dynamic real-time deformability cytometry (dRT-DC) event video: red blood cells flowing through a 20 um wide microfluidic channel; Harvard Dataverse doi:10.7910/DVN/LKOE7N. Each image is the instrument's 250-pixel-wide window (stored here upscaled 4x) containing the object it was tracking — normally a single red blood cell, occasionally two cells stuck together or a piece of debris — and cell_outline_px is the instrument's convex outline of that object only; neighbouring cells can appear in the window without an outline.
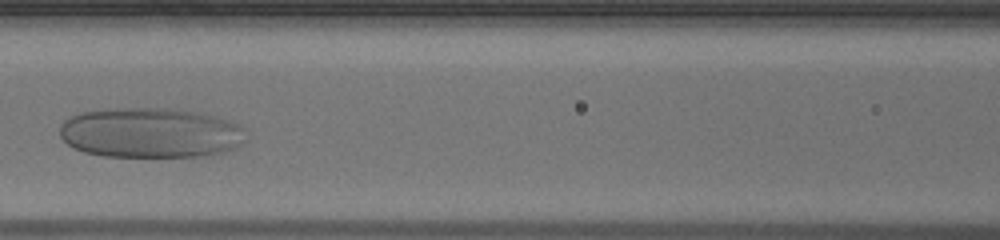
{"species": "human", "species_latin": "Homo sapiens", "temperature_condition": "warm", "stored_images_in_passage": 34, "camera_frame_rate_fps": 3000, "um_per_image_px": 0.085, "donor": {"sex": "male"}, "frame": {"image": 1, "passage_image": 12, "time_ms": 3.667, "image_size_px": [1000, 240], "cell_outline_px": [[244, 140], [236, 148], [224, 152], [200, 156], [104, 156], [84, 152], [68, 144], [60, 136], [60, 124], [64, 120], [80, 112], [112, 108], [172, 108], [196, 112], [228, 120], [240, 124], [244, 128]], "centroid_in_image_um": [12.78, 11.28], "position_along_channel_um": 153.8, "area_um2": 54.39}}
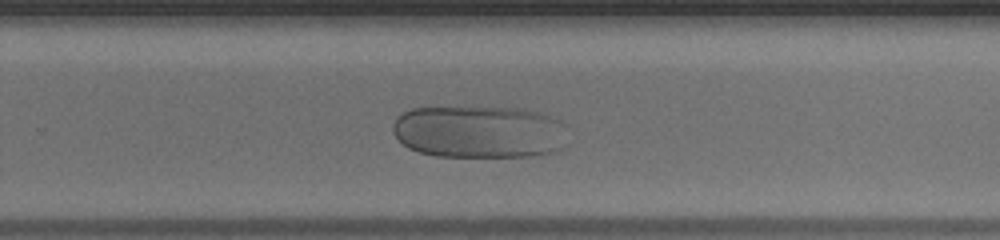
{"frame": {"image": 2, "passage_image": 22, "time_ms": 7.0, "image_size_px": [1000, 240], "cell_outline_px": [[560, 148], [556, 152], [532, 156], [436, 156], [420, 152], [408, 148], [392, 132], [392, 124], [396, 116], [412, 108], [524, 108], [540, 112], [560, 120]], "centroid_in_image_um": [40.64, 11.2], "position_along_channel_um": 289.2, "area_um2": 52.94}}
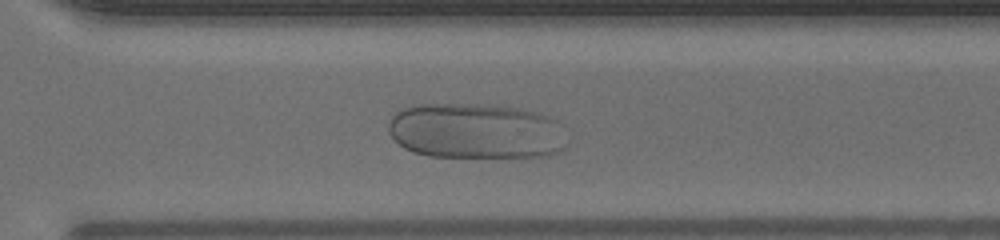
{"frame": {"image": 3, "passage_image": 25, "time_ms": 8.0, "image_size_px": [1000, 240], "cell_outline_px": [[564, 148], [548, 156], [428, 156], [412, 152], [404, 148], [388, 132], [388, 120], [396, 112], [412, 104], [484, 104], [516, 108], [536, 112], [548, 116], [556, 120]], "centroid_in_image_um": [40.34, 11.12], "position_along_channel_um": 330.3, "area_um2": 57.34}}